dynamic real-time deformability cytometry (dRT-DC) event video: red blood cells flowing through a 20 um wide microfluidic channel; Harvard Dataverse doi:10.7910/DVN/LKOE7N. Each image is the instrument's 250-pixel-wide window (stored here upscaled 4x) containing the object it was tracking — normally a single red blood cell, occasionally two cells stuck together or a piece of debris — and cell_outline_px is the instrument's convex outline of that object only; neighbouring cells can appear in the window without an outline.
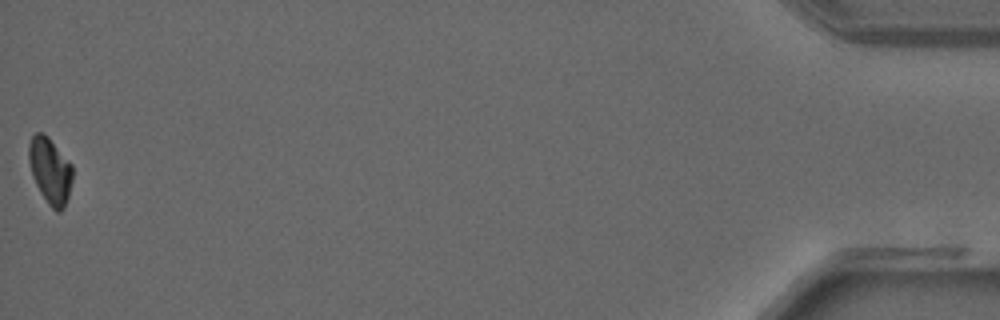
{"species": "common noctule bat (a hibernating species)", "species_latin": "Nyctalus noctula", "temperature_condition": "warm", "stored_images_in_passage": 36, "camera_frame_rate_fps": 3000, "um_per_image_px": 0.085, "animal": {"sex": "male", "forearm_length_mm": 52.5}, "frame": {"image": 1, "passage_image": 36, "time_ms": 11.667, "image_size_px": [1000, 320], "cell_outline_px": [[72, 180], [68, 196], [64, 208], [60, 212], [56, 212], [48, 204], [40, 192], [32, 176], [28, 160], [28, 144], [32, 136], [36, 132], [44, 132], [48, 136], [72, 164]], "centroid_in_image_um": [4.25, 14.49], "position_along_channel_um": 431.0, "area_um2": 16.99}}